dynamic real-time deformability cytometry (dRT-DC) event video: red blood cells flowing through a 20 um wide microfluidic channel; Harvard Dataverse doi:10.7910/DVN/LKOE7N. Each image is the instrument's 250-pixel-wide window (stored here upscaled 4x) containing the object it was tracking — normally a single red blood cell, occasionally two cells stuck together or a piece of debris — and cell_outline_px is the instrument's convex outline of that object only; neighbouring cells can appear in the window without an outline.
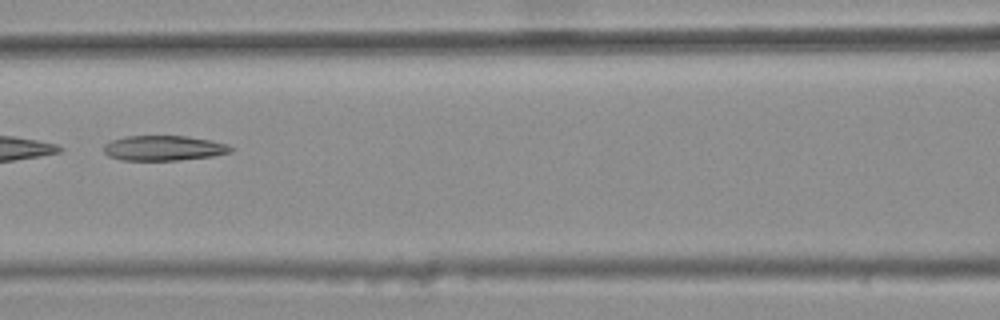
{"species": "common noctule bat (a hibernating species)", "species_latin": "Nyctalus noctula", "temperature_condition": "warm", "stored_images_in_passage": 9, "camera_frame_rate_fps": 3000, "um_per_image_px": 0.085, "animal": {"sex": "female", "body_mass_g": 25.1}, "frame": {"image": 1, "passage_image": 6, "time_ms": 1.667, "image_size_px": [1000, 320], "cell_outline_px": [[232, 152], [212, 156], [180, 160], [120, 160], [108, 156], [104, 152], [104, 144], [112, 140], [124, 136], [188, 136], [228, 144], [232, 148]], "centroid_in_image_um": [13.89, 12.59], "position_along_channel_um": 152.7, "area_um2": 18.55}}
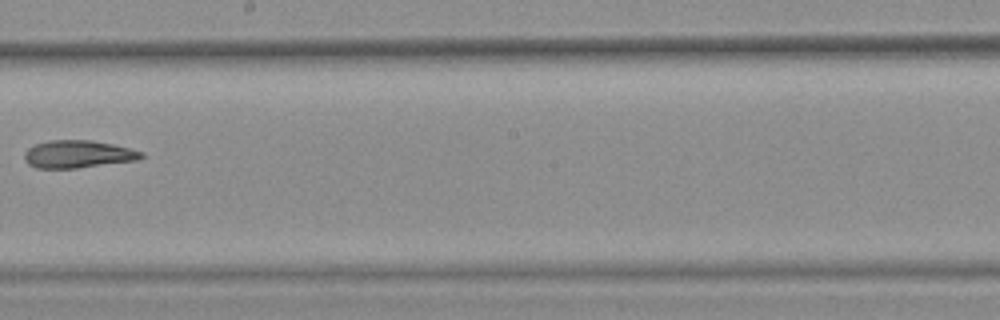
{"frame": {"image": 2, "passage_image": 8, "time_ms": 2.333, "image_size_px": [1000, 320], "cell_outline_px": [[144, 156], [136, 160], [76, 168], [36, 168], [28, 164], [24, 160], [24, 152], [28, 148], [36, 144], [48, 140], [92, 140], [112, 144], [144, 152]], "centroid_in_image_um": [6.59, 13.1], "position_along_channel_um": 241.6, "area_um2": 18.73}}
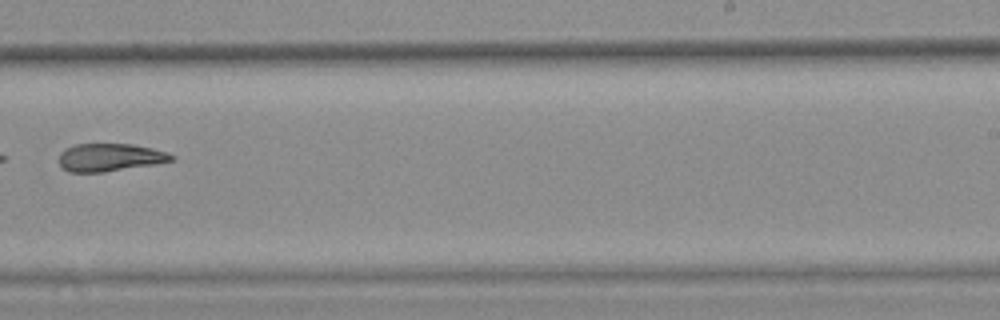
{"frame": {"image": 3, "passage_image": 9, "time_ms": 2.667, "image_size_px": [1000, 320], "cell_outline_px": [[176, 160], [156, 164], [104, 172], [68, 172], [60, 164], [60, 152], [64, 148], [76, 144], [132, 144], [152, 148], [168, 152], [176, 156]], "centroid_in_image_um": [9.39, 13.37], "position_along_channel_um": 279.6, "area_um2": 18.38}}